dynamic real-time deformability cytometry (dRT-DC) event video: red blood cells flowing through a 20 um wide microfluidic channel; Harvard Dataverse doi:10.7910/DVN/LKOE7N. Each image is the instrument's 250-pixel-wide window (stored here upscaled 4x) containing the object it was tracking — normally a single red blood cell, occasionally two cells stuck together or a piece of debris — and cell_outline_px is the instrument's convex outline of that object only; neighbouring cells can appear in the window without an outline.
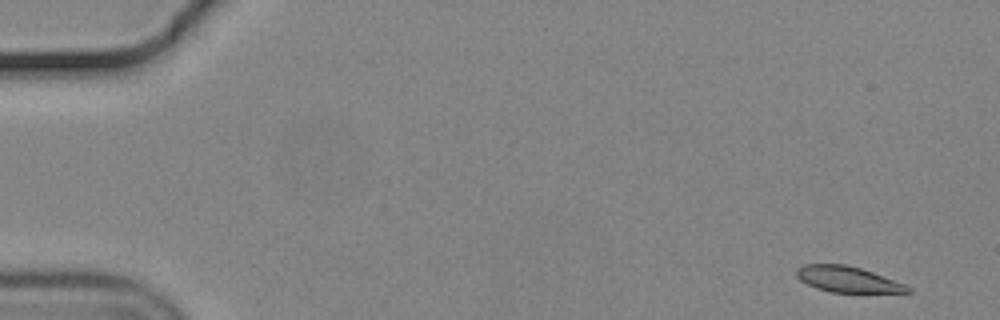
{"species": "common noctule bat (a hibernating species)", "species_latin": "Nyctalus noctula", "temperature_condition": "cold", "stored_images_in_passage": 54, "camera_frame_rate_fps": 3000, "um_per_image_px": 0.085, "animal": {"sex": "male", "body_mass_g": 19.2, "forearm_length_mm": 51.8}, "frame": {"image": 1, "passage_image": 1, "time_ms": 0.0, "image_size_px": [1000, 320], "cell_outline_px": [[912, 292], [832, 292], [816, 288], [800, 280], [796, 276], [796, 268], [804, 264], [844, 264], [860, 268], [872, 272], [904, 284], [912, 288]], "centroid_in_image_um": [72.01, 23.74], "position_along_channel_um": 13.0, "area_um2": 16.53}}
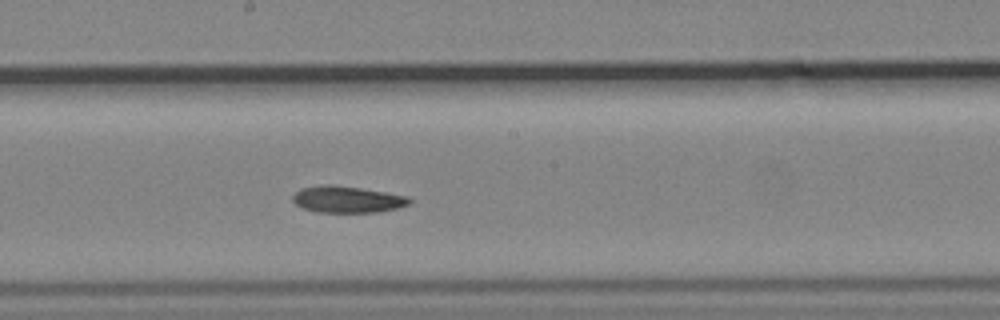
{"frame": {"image": 2, "passage_image": 29, "time_ms": 9.333, "image_size_px": [1000, 320], "cell_outline_px": [[412, 200], [408, 204], [400, 208], [376, 212], [320, 212], [304, 208], [296, 204], [292, 200], [292, 196], [300, 188], [324, 184], [332, 184], [360, 188], [408, 196]], "centroid_in_image_um": [29.52, 16.94], "position_along_channel_um": 218.7, "area_um2": 18.03}}
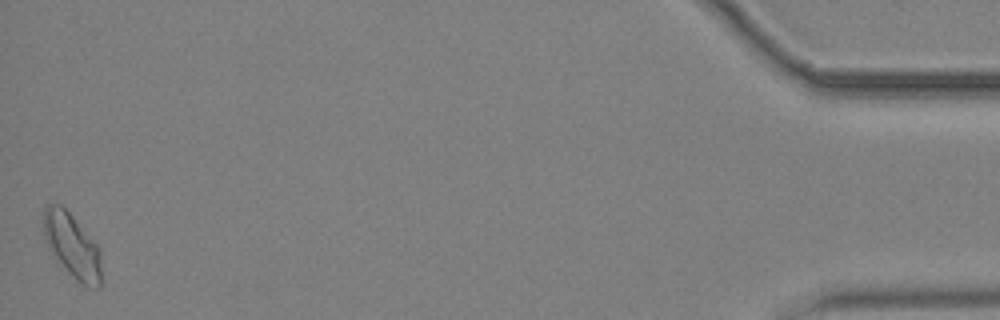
{"frame": {"image": 3, "passage_image": 54, "time_ms": 17.667, "image_size_px": [1000, 320], "cell_outline_px": [[100, 284], [92, 288], [80, 284], [52, 256], [48, 248], [44, 236], [40, 220], [44, 208], [48, 204], [60, 204], [72, 216], [100, 248]], "centroid_in_image_um": [6.06, 20.86], "position_along_channel_um": 429.1, "area_um2": 21.85}, "authors_computed_cell_mechanics": {"area_um2": 18.4671, "velocity_mm_per_s": 3.645, "shape_relaxation_time_tau1_ms": 10.8, "shape_relaxation_time_tau2_ms": null, "deformation_change_tau1": 0.1691, "deformation_change_tau2": null}}